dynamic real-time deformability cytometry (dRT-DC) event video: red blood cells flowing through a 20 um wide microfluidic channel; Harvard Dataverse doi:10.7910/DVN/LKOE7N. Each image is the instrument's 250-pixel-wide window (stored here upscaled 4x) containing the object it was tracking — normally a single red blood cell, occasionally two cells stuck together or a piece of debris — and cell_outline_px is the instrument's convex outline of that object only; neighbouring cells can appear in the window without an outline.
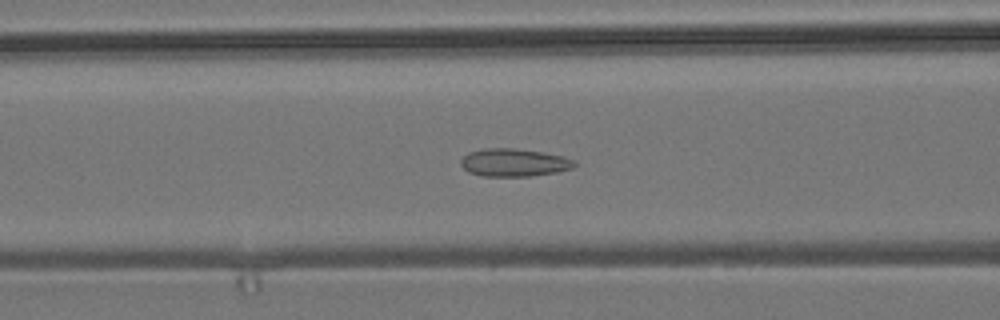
{"species": "common noctule bat (a hibernating species)", "species_latin": "Nyctalus noctula", "temperature_condition": "room temperature", "stored_images_in_passage": 55, "camera_frame_rate_fps": 3000, "um_per_image_px": 0.085, "animal": {"sex": "male", "body_mass_g": 19.2, "forearm_length_mm": 51.8}, "frame": {"image": 1, "passage_image": 22, "time_ms": 7.0, "image_size_px": [1000, 320], "cell_outline_px": [[576, 164], [572, 168], [560, 172], [532, 176], [484, 176], [468, 172], [460, 164], [460, 160], [468, 152], [484, 148], [512, 148], [540, 152], [564, 156], [576, 160]], "centroid_in_image_um": [43.71, 13.82], "position_along_channel_um": 122.9, "area_um2": 18.55}}
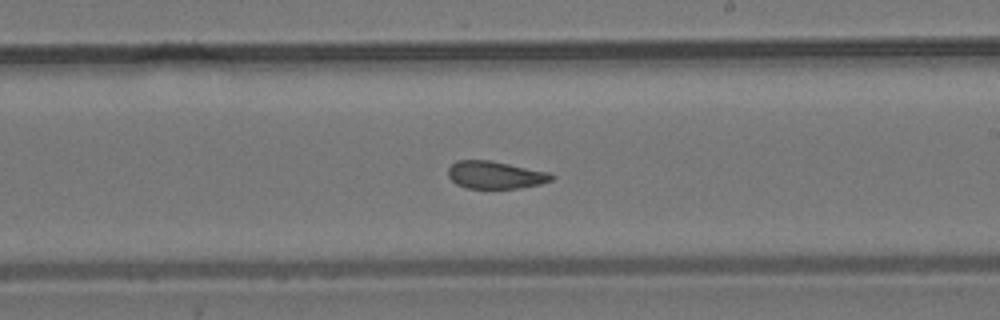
{"frame": {"image": 2, "passage_image": 32, "time_ms": 10.333, "image_size_px": [1000, 320], "cell_outline_px": [[556, 176], [552, 180], [540, 184], [520, 188], [468, 188], [456, 184], [448, 176], [448, 168], [456, 160], [492, 160], [548, 172]], "centroid_in_image_um": [42.1, 14.86], "position_along_channel_um": 246.9, "area_um2": 16.65}}
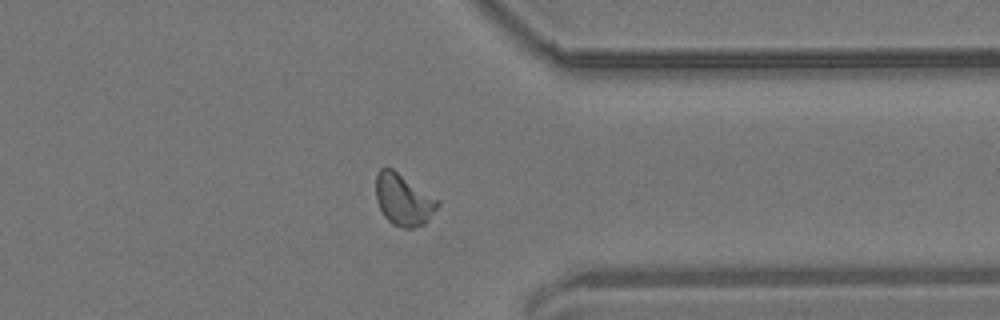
{"frame": {"image": 3, "passage_image": 43, "time_ms": 14.0, "image_size_px": [1000, 320], "cell_outline_px": [[440, 204], [428, 220], [424, 224], [412, 228], [404, 228], [392, 224], [384, 216], [376, 200], [376, 176], [380, 168], [392, 168], [440, 200]], "centroid_in_image_um": [34.3, 16.98], "position_along_channel_um": 377.1, "area_um2": 18.55}, "authors_computed_cell_mechanics": {"area_um2": 17.7446, "velocity_mm_per_s": 3.7234, "shape_relaxation_time_tau1_ms": null, "shape_relaxation_time_tau2_ms": 1.6985, "deformation_change_tau1": null, "deformation_change_tau2": 0.0741}}